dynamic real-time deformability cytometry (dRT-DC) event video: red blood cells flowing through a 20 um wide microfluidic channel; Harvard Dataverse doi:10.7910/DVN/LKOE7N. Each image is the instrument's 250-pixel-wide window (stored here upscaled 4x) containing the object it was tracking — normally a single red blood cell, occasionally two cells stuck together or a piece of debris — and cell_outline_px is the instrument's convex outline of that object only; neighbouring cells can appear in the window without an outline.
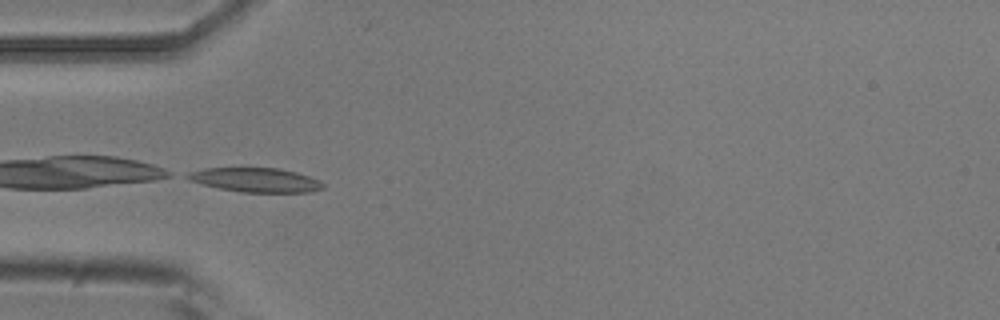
{"species": "common noctule bat (a hibernating species)", "species_latin": "Nyctalus noctula", "temperature_condition": "room temperature", "stored_images_in_passage": 7, "camera_frame_rate_fps": 3000, "um_per_image_px": 0.085, "animal": {"sex": "male", "body_mass_g": 20.5, "forearm_length_mm": 52.5}, "frame": {"image": 1, "passage_image": 4, "time_ms": 1.0, "image_size_px": [1000, 320], "cell_outline_px": [[324, 188], [312, 192], [240, 192], [220, 188], [188, 180], [180, 176], [188, 172], [204, 168], [280, 168], [296, 172], [320, 180], [324, 184]], "centroid_in_image_um": [21.7, 15.29], "position_along_channel_um": 63.3, "area_um2": 19.25}}
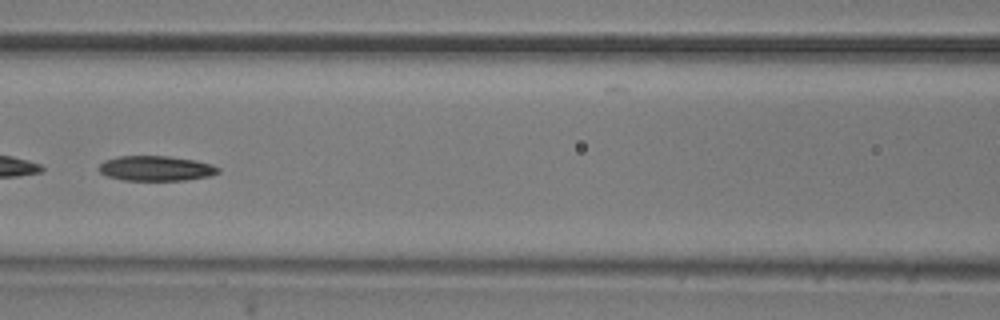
{"frame": {"image": 2, "passage_image": 6, "time_ms": 1.667, "image_size_px": [1000, 320], "cell_outline_px": [[220, 172], [212, 176], [184, 180], [124, 180], [108, 176], [100, 172], [96, 168], [104, 160], [116, 156], [168, 156], [196, 160], [212, 164], [220, 168]], "centroid_in_image_um": [13.27, 14.3], "position_along_channel_um": 153.3, "area_um2": 17.57}}
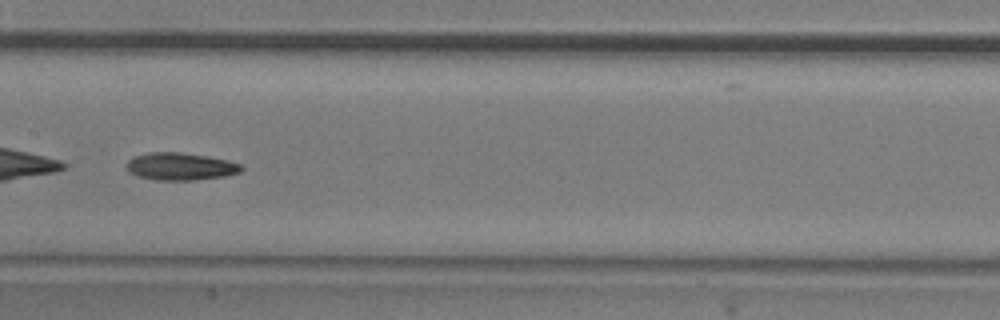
{"frame": {"image": 3, "passage_image": 7, "time_ms": 2.0, "image_size_px": [1000, 320], "cell_outline_px": [[244, 168], [240, 172], [224, 176], [196, 180], [156, 180], [136, 176], [128, 172], [128, 160], [132, 156], [148, 152], [180, 152], [228, 160], [240, 164]], "centroid_in_image_um": [15.31, 14.15], "position_along_channel_um": 192.1, "area_um2": 18.38}}